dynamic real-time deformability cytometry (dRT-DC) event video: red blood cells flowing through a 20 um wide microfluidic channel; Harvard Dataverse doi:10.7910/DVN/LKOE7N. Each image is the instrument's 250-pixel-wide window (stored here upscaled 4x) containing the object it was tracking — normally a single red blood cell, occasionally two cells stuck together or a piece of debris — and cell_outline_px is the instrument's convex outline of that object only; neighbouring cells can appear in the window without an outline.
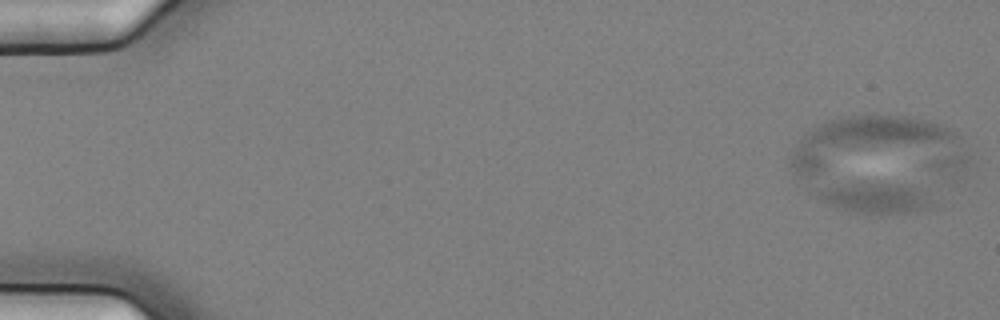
{"species": "common noctule bat (a hibernating species)", "species_latin": "Nyctalus noctula", "temperature_condition": "cold", "stored_images_in_passage": 14, "camera_frame_rate_fps": 3000, "um_per_image_px": 0.085, "animal": {"sex": "female", "body_mass_g": 25.1}, "frame": {"image": 1, "passage_image": 2, "time_ms": 0.333, "image_size_px": [1000, 320], "cell_outline_px": [[936, 204], [932, 208], [912, 212], [880, 216], [876, 216], [848, 212], [816, 196], [816, 192], [828, 188], [856, 180], [860, 180], [908, 184], [936, 200]], "centroid_in_image_um": [74.53, 16.83], "position_along_channel_um": 10.5, "area_um2": 21.62}}